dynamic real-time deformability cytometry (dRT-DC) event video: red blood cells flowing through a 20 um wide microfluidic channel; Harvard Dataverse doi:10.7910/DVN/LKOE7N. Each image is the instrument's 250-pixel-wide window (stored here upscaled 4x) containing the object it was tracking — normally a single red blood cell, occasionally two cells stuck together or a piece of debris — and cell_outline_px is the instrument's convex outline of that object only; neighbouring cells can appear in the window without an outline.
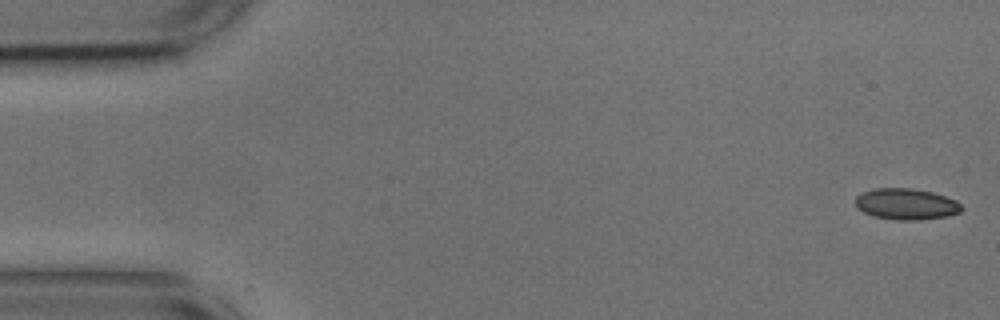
{"species": "common noctule bat (a hibernating species)", "species_latin": "Nyctalus noctula", "temperature_condition": "cold", "stored_images_in_passage": 54, "camera_frame_rate_fps": 3000, "um_per_image_px": 0.085, "animal": {"sex": "male", "body_mass_g": 17.9, "forearm_length_mm": 54.2}, "frame": {"image": 1, "passage_image": 1, "time_ms": 0.0, "image_size_px": [1000, 320], "cell_outline_px": [[964, 208], [960, 212], [948, 216], [920, 220], [896, 220], [876, 216], [864, 212], [856, 208], [856, 196], [864, 192], [876, 188], [912, 188], [932, 192], [956, 200]], "centroid_in_image_um": [77.05, 17.35], "position_along_channel_um": 8.0, "area_um2": 19.25}}
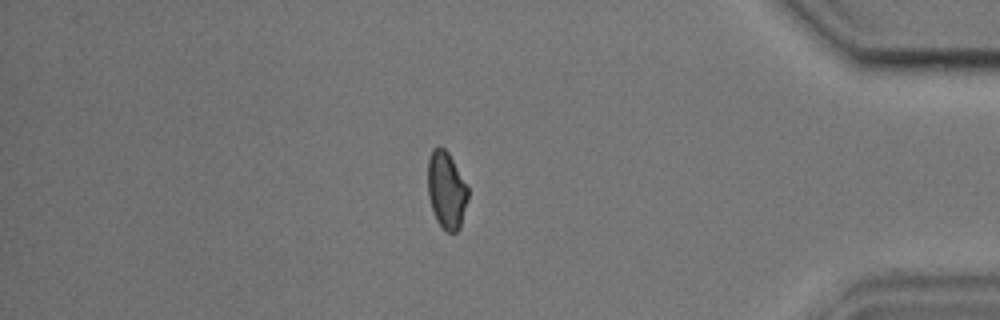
{"frame": {"image": 2, "passage_image": 46, "time_ms": 15.0, "image_size_px": [1000, 320], "cell_outline_px": [[468, 200], [460, 228], [456, 232], [444, 232], [436, 220], [428, 196], [428, 160], [432, 148], [440, 144], [448, 152], [468, 184]], "centroid_in_image_um": [37.96, 16.15], "position_along_channel_um": 397.2, "area_um2": 18.5}}
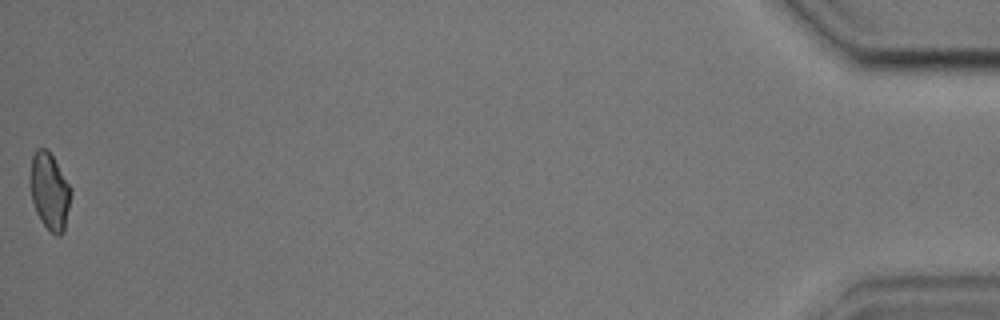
{"frame": {"image": 3, "passage_image": 54, "time_ms": 17.667, "image_size_px": [1000, 320], "cell_outline_px": [[72, 192], [64, 232], [60, 236], [56, 236], [40, 220], [36, 212], [32, 200], [28, 180], [28, 176], [32, 156], [36, 148], [44, 148], [52, 156], [72, 188]], "centroid_in_image_um": [4.2, 16.26], "position_along_channel_um": 431.0, "area_um2": 18.5}, "authors_computed_cell_mechanics": {"area_um2": 19.2185, "velocity_mm_per_s": 3.6497, "shape_relaxation_time_tau1_ms": 6.5198, "shape_relaxation_time_tau2_ms": 3.0989, "deformation_change_tau1": 0.0765, "deformation_change_tau2": 0.075}}